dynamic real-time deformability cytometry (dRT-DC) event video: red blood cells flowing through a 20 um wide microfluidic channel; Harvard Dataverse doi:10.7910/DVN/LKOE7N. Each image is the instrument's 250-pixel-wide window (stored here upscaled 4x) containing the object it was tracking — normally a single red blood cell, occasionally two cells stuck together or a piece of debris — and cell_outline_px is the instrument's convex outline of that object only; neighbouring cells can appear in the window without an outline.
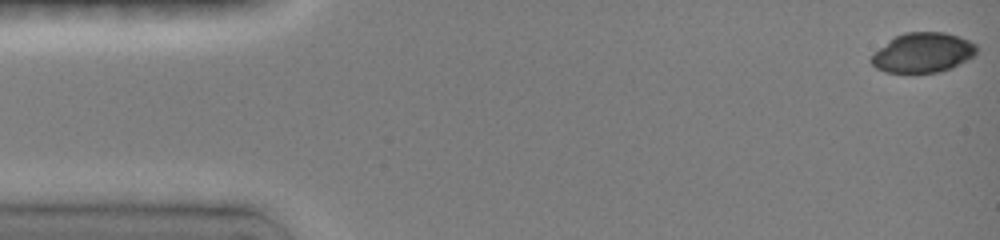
{"species": "common noctule bat (a hibernating species)", "species_latin": "Nyctalus noctula", "temperature_condition": "room temperature", "stored_images_in_passage": 27, "camera_frame_rate_fps": 3000, "um_per_image_px": 0.085, "animal": {"sex": "female", "body_mass_g": 19.0, "forearm_length_mm": 51.5}, "frame": {"image": 1, "passage_image": 1, "time_ms": 0.0, "image_size_px": [1000, 240], "cell_outline_px": [[976, 56], [952, 68], [940, 72], [884, 72], [876, 68], [868, 60], [872, 52], [888, 40], [904, 32], [944, 32], [960, 36], [976, 44]], "centroid_in_image_um": [78.42, 4.47], "position_along_channel_um": 6.6, "area_um2": 24.8}}
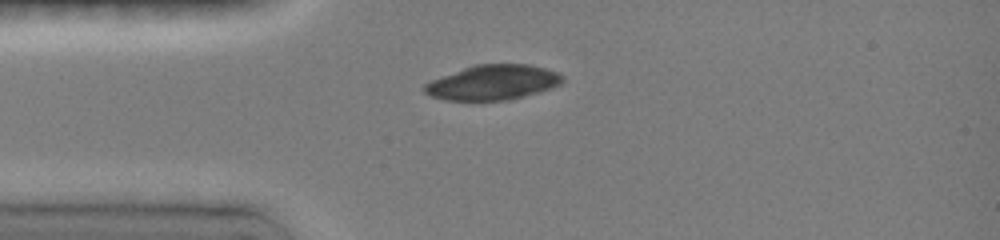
{"frame": {"image": 2, "passage_image": 7, "time_ms": 3.667, "image_size_px": [1000, 240], "cell_outline_px": [[564, 80], [560, 84], [552, 88], [524, 96], [508, 100], [444, 100], [432, 96], [424, 92], [424, 84], [432, 80], [464, 68], [476, 64], [524, 64], [544, 68], [556, 72], [564, 76]], "centroid_in_image_um": [41.91, 7.01], "position_along_channel_um": 43.1, "area_um2": 27.8}}
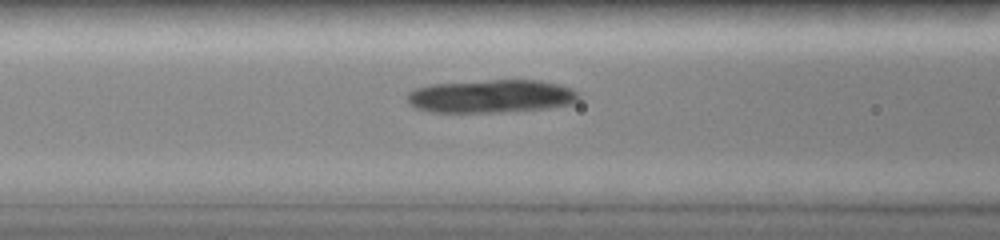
{"frame": {"image": 3, "passage_image": 16, "time_ms": 6.0, "image_size_px": [1000, 240], "cell_outline_px": [[580, 96], [572, 104], [548, 108], [500, 112], [432, 112], [416, 108], [408, 104], [408, 92], [416, 88], [432, 84], [492, 80], [536, 80], [560, 84], [576, 92]], "centroid_in_image_um": [41.73, 8.18], "position_along_channel_um": 124.9, "area_um2": 32.95}}